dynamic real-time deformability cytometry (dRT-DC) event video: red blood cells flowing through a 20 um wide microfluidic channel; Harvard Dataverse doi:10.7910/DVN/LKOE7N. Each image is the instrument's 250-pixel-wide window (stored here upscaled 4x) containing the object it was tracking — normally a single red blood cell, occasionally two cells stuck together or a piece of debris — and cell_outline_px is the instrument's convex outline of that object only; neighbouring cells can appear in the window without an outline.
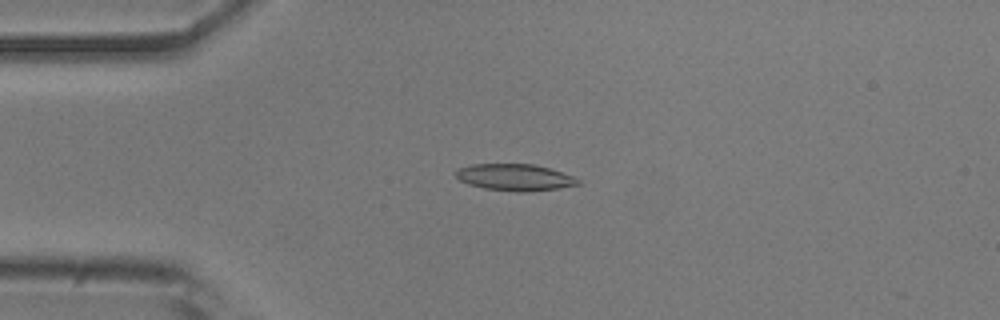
{"species": "common noctule bat (a hibernating species)", "species_latin": "Nyctalus noctula", "temperature_condition": "room temperature", "stored_images_in_passage": 50, "camera_frame_rate_fps": 3000, "um_per_image_px": 0.085, "animal": {"sex": "male", "body_mass_g": 20.5, "forearm_length_mm": 52.5}, "frame": {"image": 1, "passage_image": 12, "time_ms": 3.667, "image_size_px": [1000, 320], "cell_outline_px": [[580, 184], [556, 188], [524, 192], [516, 192], [484, 188], [468, 184], [460, 180], [456, 176], [456, 172], [460, 168], [472, 164], [532, 164], [548, 168], [572, 176], [580, 180]], "centroid_in_image_um": [43.74, 15.07], "position_along_channel_um": 41.3, "area_um2": 18.67}}
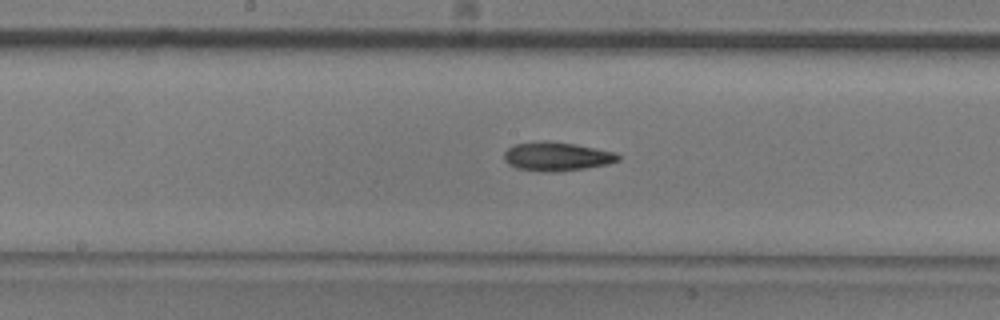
{"frame": {"image": 2, "passage_image": 26, "time_ms": 8.333, "image_size_px": [1000, 320], "cell_outline_px": [[620, 160], [608, 164], [560, 172], [540, 172], [516, 168], [508, 164], [504, 160], [504, 152], [508, 148], [516, 144], [544, 140], [548, 140], [576, 144], [616, 152], [620, 156]], "centroid_in_image_um": [47.32, 13.3], "position_along_channel_um": 200.9, "area_um2": 19.42}}
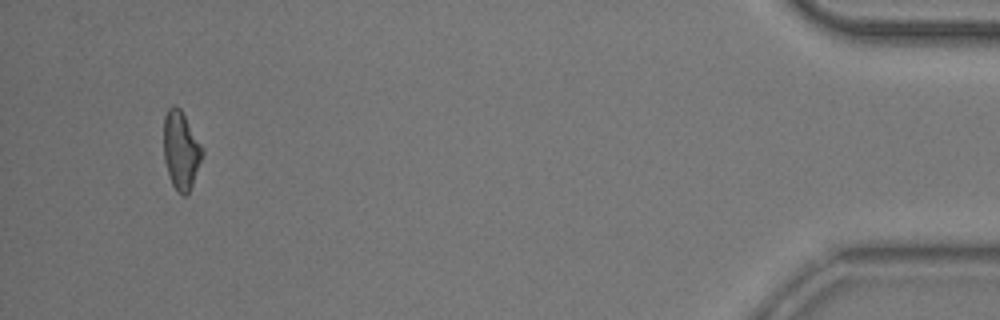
{"frame": {"image": 3, "passage_image": 49, "time_ms": 16.0, "image_size_px": [1000, 320], "cell_outline_px": [[204, 152], [192, 184], [188, 192], [184, 196], [172, 184], [164, 160], [164, 116], [168, 108], [172, 104], [176, 104], [180, 108], [204, 148]], "centroid_in_image_um": [15.38, 12.71], "position_along_channel_um": 419.8, "area_um2": 17.46}}